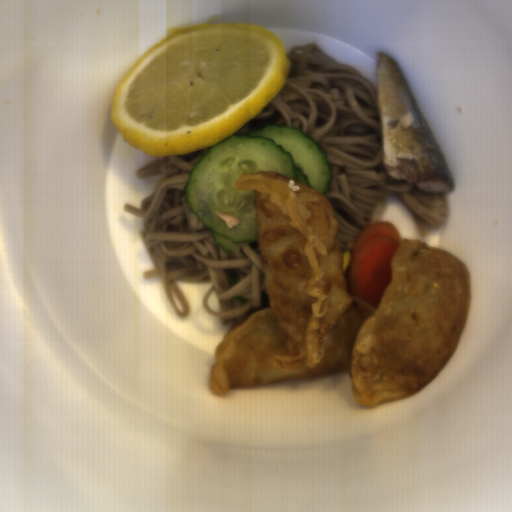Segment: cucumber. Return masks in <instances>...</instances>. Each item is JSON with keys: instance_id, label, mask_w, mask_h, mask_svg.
Here are the masks:
<instances>
[{"instance_id": "8b760119", "label": "cucumber", "mask_w": 512, "mask_h": 512, "mask_svg": "<svg viewBox=\"0 0 512 512\" xmlns=\"http://www.w3.org/2000/svg\"><path fill=\"white\" fill-rule=\"evenodd\" d=\"M259 172H280L324 196L333 180L325 150L290 126L233 133L211 145L188 174L184 200L226 254L260 243L255 195L236 188L242 174Z\"/></svg>"}, {"instance_id": "586b57bf", "label": "cucumber", "mask_w": 512, "mask_h": 512, "mask_svg": "<svg viewBox=\"0 0 512 512\" xmlns=\"http://www.w3.org/2000/svg\"><path fill=\"white\" fill-rule=\"evenodd\" d=\"M241 277L240 275L234 273L233 271L228 274V282L232 287H235V285L240 281Z\"/></svg>"}, {"instance_id": "888e309b", "label": "cucumber", "mask_w": 512, "mask_h": 512, "mask_svg": "<svg viewBox=\"0 0 512 512\" xmlns=\"http://www.w3.org/2000/svg\"><path fill=\"white\" fill-rule=\"evenodd\" d=\"M237 303H239L240 305H243V304H247L249 302V299H247L246 297L244 296H235V297H232Z\"/></svg>"}]
</instances>
